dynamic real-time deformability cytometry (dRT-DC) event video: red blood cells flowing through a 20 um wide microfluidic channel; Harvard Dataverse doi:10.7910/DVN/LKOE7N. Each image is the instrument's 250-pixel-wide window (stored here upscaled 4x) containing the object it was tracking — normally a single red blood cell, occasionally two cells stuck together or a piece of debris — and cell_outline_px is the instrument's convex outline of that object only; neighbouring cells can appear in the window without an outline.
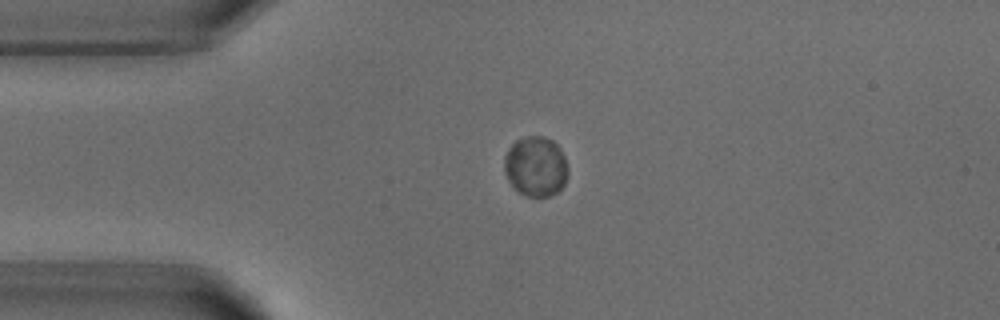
{"species": "common noctule bat (a hibernating species)", "species_latin": "Nyctalus noctula", "temperature_condition": "warm", "stored_images_in_passage": 1, "camera_frame_rate_fps": 3000, "um_per_image_px": 0.085, "animal": {"sex": "male", "body_mass_g": 18.8}, "frame": {"image": 1, "passage_image": 1, "time_ms": 0.0, "image_size_px": [1000, 320], "cell_outline_px": [[568, 172], [564, 184], [556, 192], [548, 196], [528, 196], [520, 192], [508, 180], [504, 172], [504, 156], [508, 148], [516, 140], [528, 136], [544, 136], [552, 140], [560, 148], [564, 156], [568, 168]], "centroid_in_image_um": [45.53, 14.12], "position_along_channel_um": 39.5, "area_um2": 22.2}}